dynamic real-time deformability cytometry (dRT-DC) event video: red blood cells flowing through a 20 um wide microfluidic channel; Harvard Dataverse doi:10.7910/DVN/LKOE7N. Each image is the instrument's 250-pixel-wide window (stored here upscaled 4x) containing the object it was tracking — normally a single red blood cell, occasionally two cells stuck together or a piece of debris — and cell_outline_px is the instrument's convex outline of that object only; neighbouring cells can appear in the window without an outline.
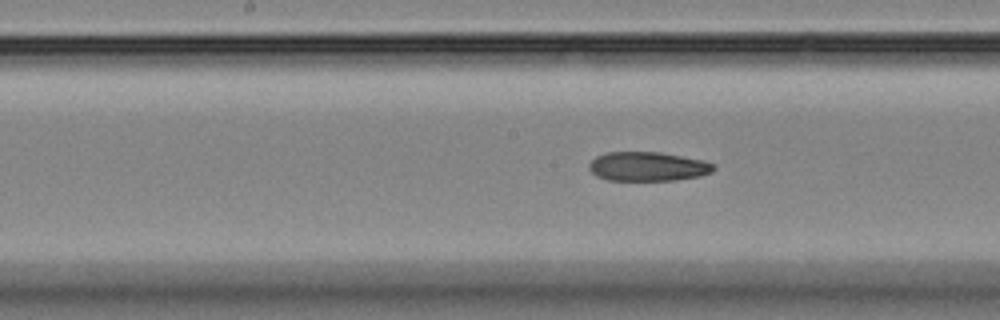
{"species": "Egyptian fruit bat (a non-hibernating species)", "species_latin": "Rousettus aegyptiacus", "temperature_condition": "room temperature", "stored_images_in_passage": 22, "segment_of_instrument_passage": [2, 2], "camera_frame_rate_fps": 3000, "um_per_image_px": 0.085, "animal": {"sex": "female"}, "frame": {"image": 1, "passage_image": 22, "time_ms": 7.0, "image_size_px": [1000, 320], "cell_outline_px": [[716, 168], [712, 172], [700, 176], [676, 180], [608, 180], [596, 176], [588, 168], [588, 164], [596, 156], [608, 152], [660, 152], [704, 160], [712, 164]], "centroid_in_image_um": [55.05, 14.15], "position_along_channel_um": 193.1, "area_um2": 21.21}}